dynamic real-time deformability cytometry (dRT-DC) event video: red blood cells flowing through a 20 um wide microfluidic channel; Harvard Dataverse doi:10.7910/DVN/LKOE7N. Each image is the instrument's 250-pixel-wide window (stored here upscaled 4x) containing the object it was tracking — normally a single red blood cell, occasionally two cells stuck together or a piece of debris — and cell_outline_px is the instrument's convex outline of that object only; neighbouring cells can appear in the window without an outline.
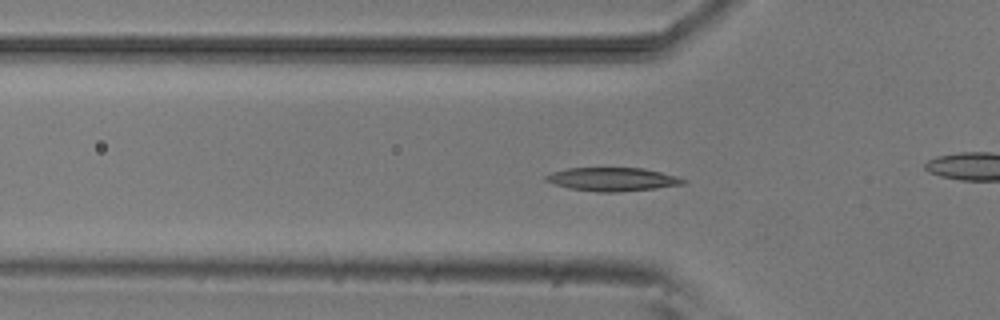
{"species": "common noctule bat (a hibernating species)", "species_latin": "Nyctalus noctula", "temperature_condition": "room temperature", "stored_images_in_passage": 53, "camera_frame_rate_fps": 3000, "um_per_image_px": 0.085, "animal": {"sex": "male", "body_mass_g": 20.5, "forearm_length_mm": 52.5}, "frame": {"image": 1, "passage_image": 16, "time_ms": 5.0, "image_size_px": [1000, 320], "cell_outline_px": [[688, 180], [684, 184], [656, 188], [616, 192], [596, 192], [568, 188], [544, 180], [544, 176], [552, 172], [568, 168], [644, 168], [676, 176]], "centroid_in_image_um": [52.05, 15.24], "position_along_channel_um": 73.7, "area_um2": 18.73}}
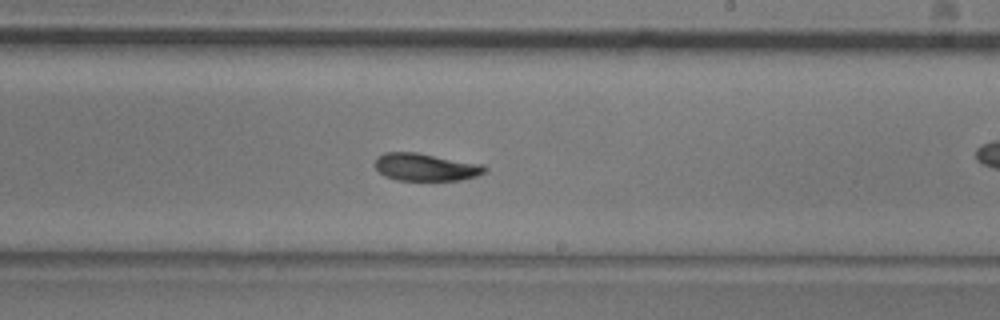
{"frame": {"image": 2, "passage_image": 30, "time_ms": 9.667, "image_size_px": [1000, 320], "cell_outline_px": [[488, 168], [484, 172], [476, 176], [460, 180], [396, 180], [384, 176], [376, 168], [376, 156], [384, 152], [416, 152], [484, 164]], "centroid_in_image_um": [36.18, 14.2], "position_along_channel_um": 252.8, "area_um2": 17.69}}
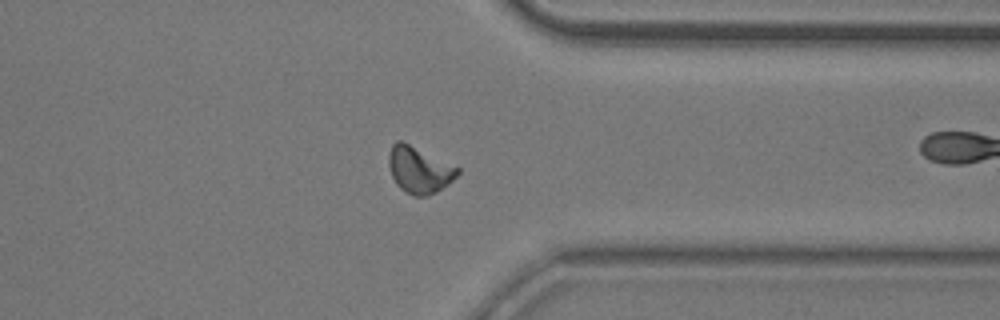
{"frame": {"image": 3, "passage_image": 40, "time_ms": 13.0, "image_size_px": [1000, 320], "cell_outline_px": [[460, 172], [448, 184], [436, 192], [428, 196], [412, 196], [404, 192], [396, 184], [392, 176], [388, 164], [388, 156], [392, 144], [396, 140], [400, 140], [460, 168]], "centroid_in_image_um": [35.61, 14.46], "position_along_channel_um": 375.8, "area_um2": 18.55}, "authors_computed_cell_mechanics": {"area_um2": 17.918, "velocity_mm_per_s": 3.8243, "shape_relaxation_time_tau1_ms": 3.7304, "shape_relaxation_time_tau2_ms": 4.0601, "deformation_change_tau1": 0.1386, "deformation_change_tau2": 0.0859}}